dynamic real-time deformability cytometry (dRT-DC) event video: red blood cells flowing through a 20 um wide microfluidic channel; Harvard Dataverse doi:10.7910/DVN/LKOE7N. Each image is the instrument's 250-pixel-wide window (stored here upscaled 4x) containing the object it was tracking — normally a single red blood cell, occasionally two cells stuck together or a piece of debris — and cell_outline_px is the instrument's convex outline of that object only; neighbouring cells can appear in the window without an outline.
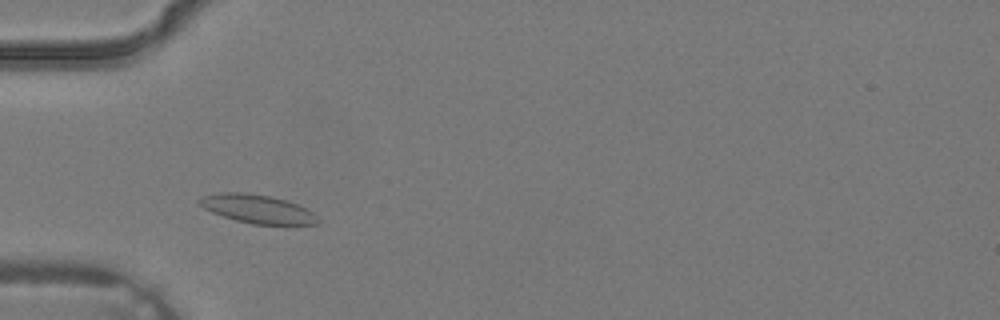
{"species": "common noctule bat (a hibernating species)", "species_latin": "Nyctalus noctula", "temperature_condition": "warm", "stored_images_in_passage": 4, "camera_frame_rate_fps": 3000, "um_per_image_px": 0.085, "animal": {"sex": "male", "body_mass_g": 19.2, "forearm_length_mm": 51.8}, "frame": {"image": 1, "passage_image": 4, "time_ms": 1.0, "image_size_px": [1000, 320], "cell_outline_px": [[320, 220], [316, 224], [252, 224], [236, 220], [212, 212], [204, 208], [196, 200], [200, 196], [220, 192], [248, 192], [272, 196], [308, 208]], "centroid_in_image_um": [21.85, 17.74], "position_along_channel_um": 63.2, "area_um2": 19.71}}